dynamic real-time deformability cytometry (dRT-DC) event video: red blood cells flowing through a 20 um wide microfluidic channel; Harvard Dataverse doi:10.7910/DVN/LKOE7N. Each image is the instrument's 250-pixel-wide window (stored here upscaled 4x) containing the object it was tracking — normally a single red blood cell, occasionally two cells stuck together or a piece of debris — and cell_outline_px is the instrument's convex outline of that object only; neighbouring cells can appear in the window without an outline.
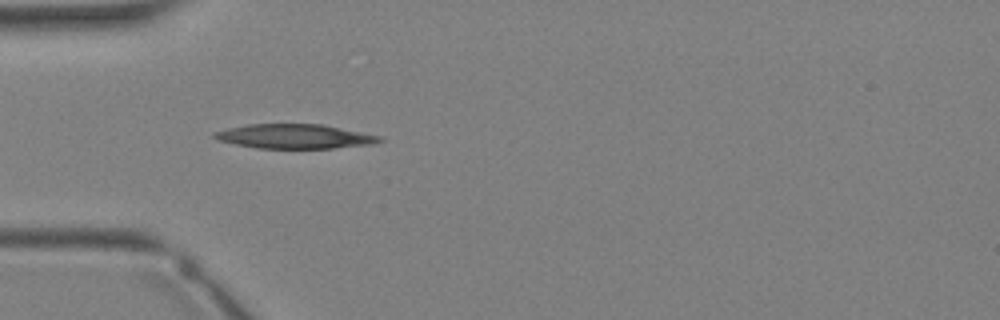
{"species": "Egyptian fruit bat (a non-hibernating species)", "species_latin": "Rousettus aegyptiacus", "temperature_condition": "warm", "stored_images_in_passage": 25, "camera_frame_rate_fps": 3000, "um_per_image_px": 0.085, "animal": {"sex": "female"}, "frame": {"image": 1, "passage_image": 1, "time_ms": 0.0, "image_size_px": [1000, 320], "cell_outline_px": [[384, 140], [372, 144], [332, 148], [256, 148], [236, 144], [220, 140], [212, 136], [212, 132], [228, 128], [248, 124], [324, 124], [380, 136]], "centroid_in_image_um": [25.04, 11.58], "position_along_channel_um": 60.0, "area_um2": 23.35}}
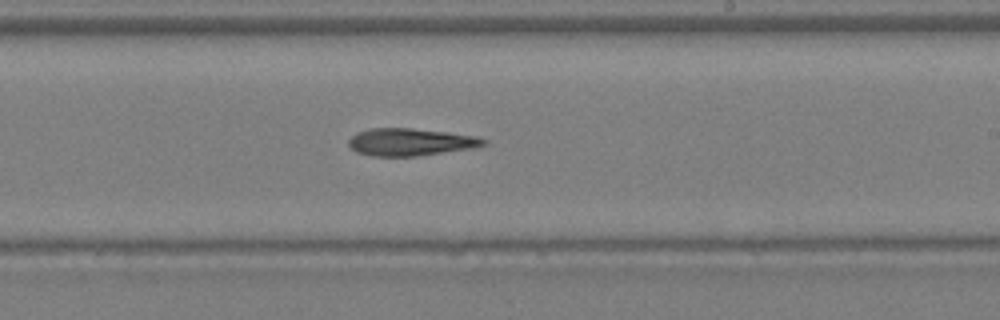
{"frame": {"image": 2, "passage_image": 11, "time_ms": 3.333, "image_size_px": [1000, 320], "cell_outline_px": [[488, 140], [484, 144], [476, 148], [416, 156], [372, 156], [356, 152], [348, 144], [348, 140], [356, 132], [372, 128], [412, 128], [448, 132], [476, 136]], "centroid_in_image_um": [34.89, 12.07], "position_along_channel_um": 254.1, "area_um2": 21.62}}
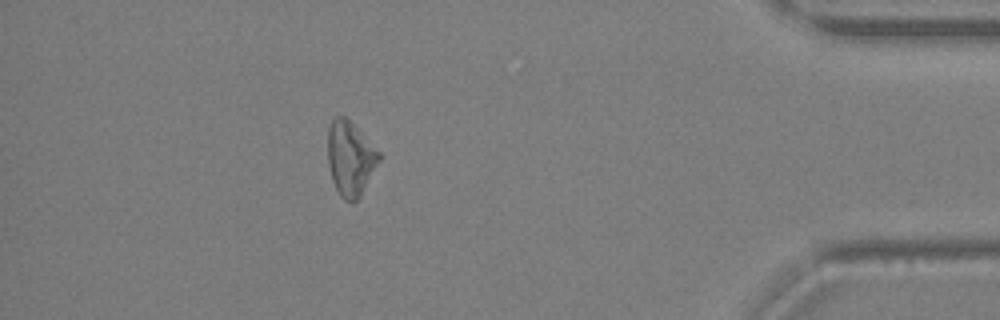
{"frame": {"image": 3, "passage_image": 21, "time_ms": 6.667, "image_size_px": [1000, 320], "cell_outline_px": [[384, 156], [360, 196], [352, 204], [344, 200], [340, 196], [332, 180], [328, 164], [328, 128], [332, 120], [336, 116], [344, 116]], "centroid_in_image_um": [29.79, 13.5], "position_along_channel_um": 405.4, "area_um2": 22.31}}